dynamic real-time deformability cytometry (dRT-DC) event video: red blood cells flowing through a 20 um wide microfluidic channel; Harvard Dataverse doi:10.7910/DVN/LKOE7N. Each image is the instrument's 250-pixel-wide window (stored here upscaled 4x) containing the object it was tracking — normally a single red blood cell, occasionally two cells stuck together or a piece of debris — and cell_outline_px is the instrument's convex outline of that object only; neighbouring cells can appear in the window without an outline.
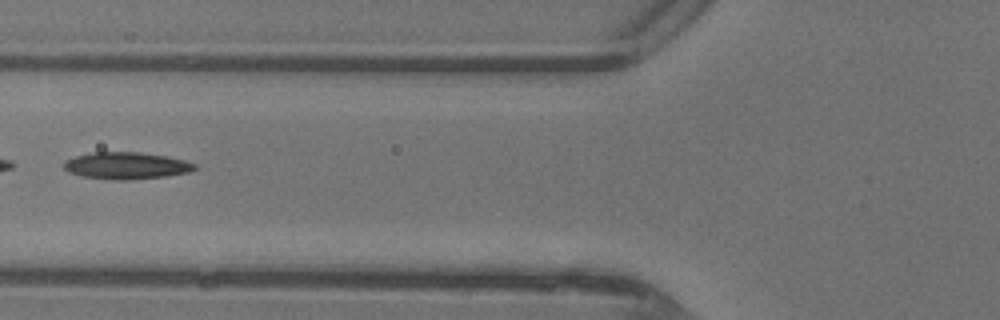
{"species": "common noctule bat (a hibernating species)", "species_latin": "Nyctalus noctula", "temperature_condition": "warm", "stored_images_in_passage": 35, "camera_frame_rate_fps": 3000, "um_per_image_px": 0.085, "animal": {"sex": "female"}, "frame": {"image": 1, "passage_image": 8, "time_ms": 2.333, "image_size_px": [1000, 320], "cell_outline_px": [[196, 168], [192, 172], [164, 176], [128, 180], [116, 180], [80, 176], [68, 172], [64, 168], [64, 160], [76, 156], [92, 152], [140, 152], [168, 156], [184, 160], [196, 164]], "centroid_in_image_um": [10.74, 14.08], "position_along_channel_um": 115.1, "area_um2": 20.63}}
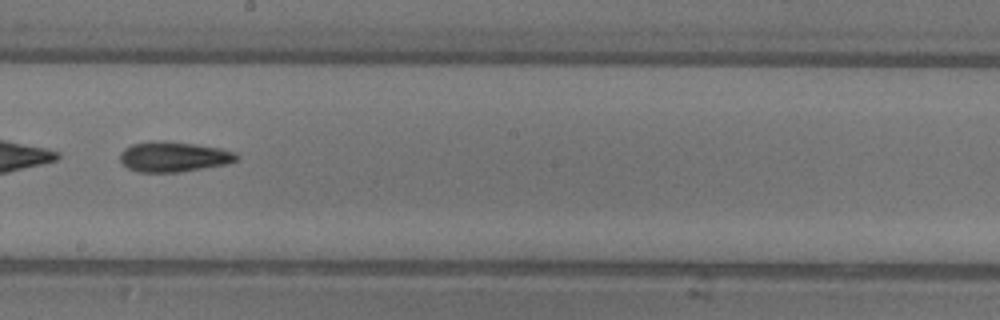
{"frame": {"image": 2, "passage_image": 16, "time_ms": 5.0, "image_size_px": [1000, 320], "cell_outline_px": [[240, 156], [236, 160], [228, 164], [180, 172], [140, 172], [128, 168], [120, 160], [120, 152], [124, 148], [132, 144], [156, 140], [196, 144], [220, 148], [236, 152]], "centroid_in_image_um": [14.78, 13.32], "position_along_channel_um": 233.4, "area_um2": 20.58}}
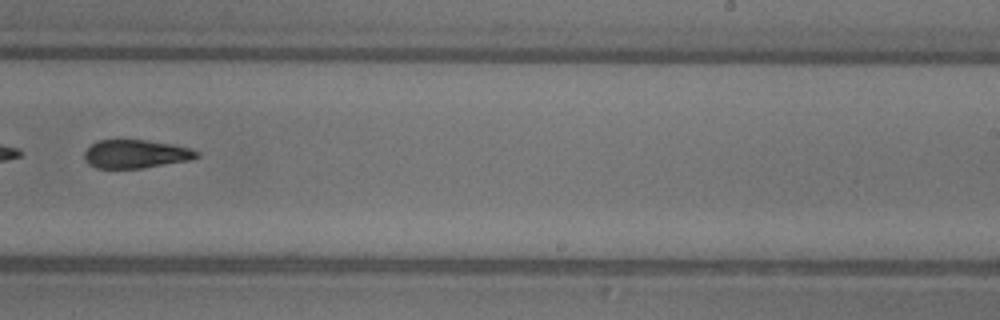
{"frame": {"image": 3, "passage_image": 19, "time_ms": 6.0, "image_size_px": [1000, 320], "cell_outline_px": [[200, 156], [192, 160], [140, 168], [96, 168], [88, 164], [84, 160], [84, 152], [92, 144], [100, 140], [144, 140], [172, 144], [192, 148], [200, 152]], "centroid_in_image_um": [11.57, 13.09], "position_along_channel_um": 277.4, "area_um2": 18.67}, "authors_computed_cell_mechanics": {"area_um2": 20.4612, "velocity_mm_per_s": 4.4239, "shape_relaxation_time_tau1_ms": 6.2518, "shape_relaxation_time_tau2_ms": 6.793, "deformation_change_tau1": 0.1925, "deformation_change_tau2": 0.2024}}